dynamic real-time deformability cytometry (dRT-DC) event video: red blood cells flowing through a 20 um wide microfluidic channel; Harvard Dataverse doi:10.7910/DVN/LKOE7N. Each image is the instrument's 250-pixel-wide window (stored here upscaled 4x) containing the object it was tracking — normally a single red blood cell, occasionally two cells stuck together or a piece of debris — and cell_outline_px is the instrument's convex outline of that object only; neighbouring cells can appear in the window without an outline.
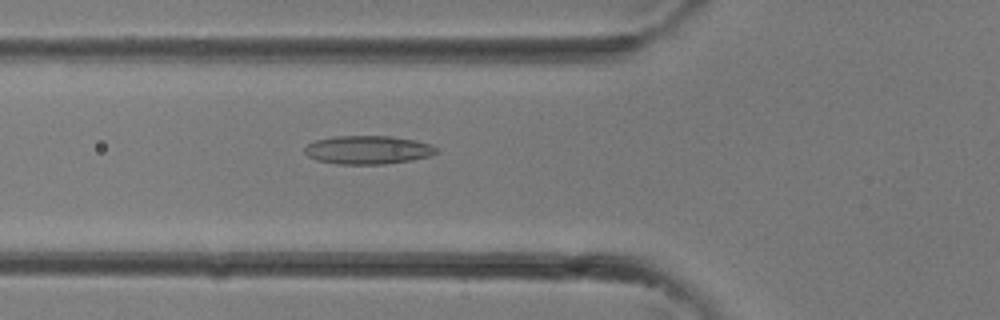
{"species": "common noctule bat (a hibernating species)", "species_latin": "Nyctalus noctula", "temperature_condition": "room temperature", "stored_images_in_passage": 21, "camera_frame_rate_fps": 3000, "um_per_image_px": 0.085, "animal": {"sex": "female"}, "frame": {"image": 1, "passage_image": 12, "time_ms": 3.667, "image_size_px": [1000, 320], "cell_outline_px": [[440, 152], [428, 156], [412, 160], [384, 164], [336, 164], [316, 160], [308, 156], [304, 152], [304, 148], [308, 144], [316, 140], [332, 136], [392, 136], [416, 140], [432, 144]], "centroid_in_image_um": [31.28, 12.74], "position_along_channel_um": 94.5, "area_um2": 22.02}}
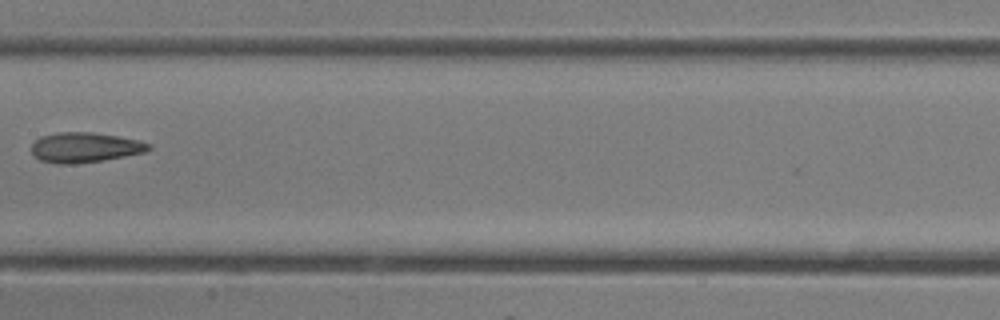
{"frame": {"image": 2, "passage_image": 17, "time_ms": 5.333, "image_size_px": [1000, 320], "cell_outline_px": [[152, 148], [144, 152], [124, 156], [100, 160], [72, 164], [56, 164], [40, 160], [32, 152], [32, 144], [40, 136], [56, 132], [92, 132], [140, 140], [152, 144]], "centroid_in_image_um": [7.21, 12.52], "position_along_channel_um": 200.2, "area_um2": 20.4}}
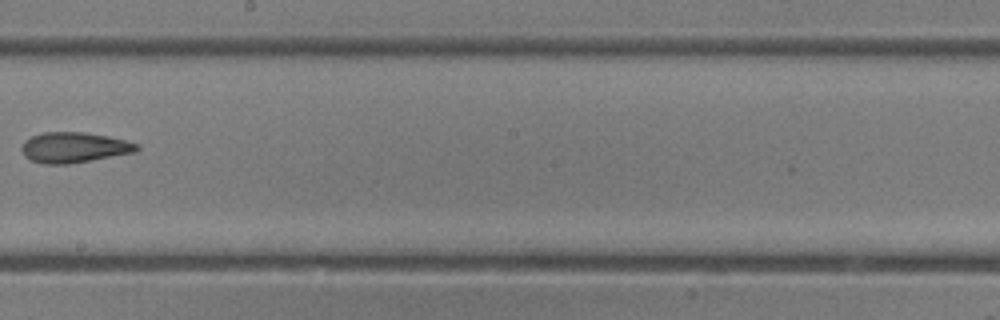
{"frame": {"image": 3, "passage_image": 19, "time_ms": 6.0, "image_size_px": [1000, 320], "cell_outline_px": [[140, 148], [136, 152], [92, 160], [68, 164], [44, 164], [32, 160], [24, 156], [20, 148], [24, 140], [32, 136], [44, 132], [84, 132], [108, 136], [140, 144]], "centroid_in_image_um": [6.29, 12.53], "position_along_channel_um": 241.9, "area_um2": 20.52}}